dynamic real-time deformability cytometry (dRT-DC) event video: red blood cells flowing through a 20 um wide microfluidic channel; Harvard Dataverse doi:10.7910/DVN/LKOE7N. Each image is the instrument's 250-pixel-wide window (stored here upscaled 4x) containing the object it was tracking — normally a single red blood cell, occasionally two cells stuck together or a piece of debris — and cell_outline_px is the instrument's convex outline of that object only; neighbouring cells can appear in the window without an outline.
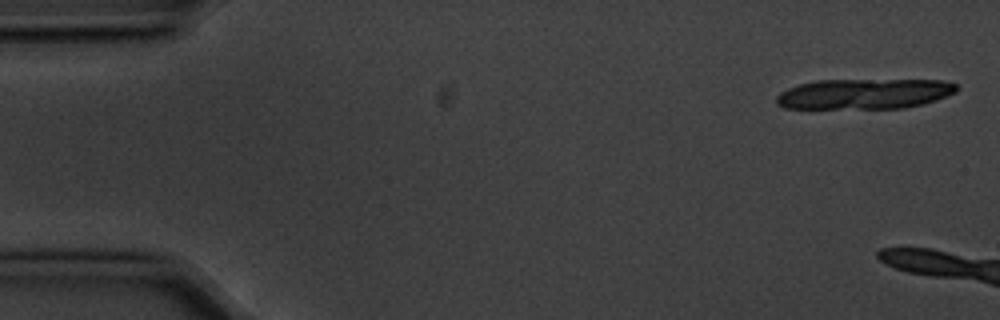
{"species": "common noctule bat (a hibernating species)", "species_latin": "Nyctalus noctula", "temperature_condition": "cold", "stored_images_in_passage": 3, "camera_frame_rate_fps": 3000, "um_per_image_px": 0.085, "animal": {"sex": "male", "body_mass_g": 20.1, "forearm_length_mm": 53.5}, "frame": {"image": 1, "passage_image": 1, "time_ms": 0.0, "image_size_px": [1000, 320], "cell_outline_px": [[956, 92], [936, 100], [924, 104], [904, 108], [784, 108], [776, 104], [776, 96], [780, 92], [788, 88], [800, 84], [816, 80], [944, 80], [956, 84]], "centroid_in_image_um": [73.45, 7.98], "position_along_channel_um": 11.5, "area_um2": 31.85}}